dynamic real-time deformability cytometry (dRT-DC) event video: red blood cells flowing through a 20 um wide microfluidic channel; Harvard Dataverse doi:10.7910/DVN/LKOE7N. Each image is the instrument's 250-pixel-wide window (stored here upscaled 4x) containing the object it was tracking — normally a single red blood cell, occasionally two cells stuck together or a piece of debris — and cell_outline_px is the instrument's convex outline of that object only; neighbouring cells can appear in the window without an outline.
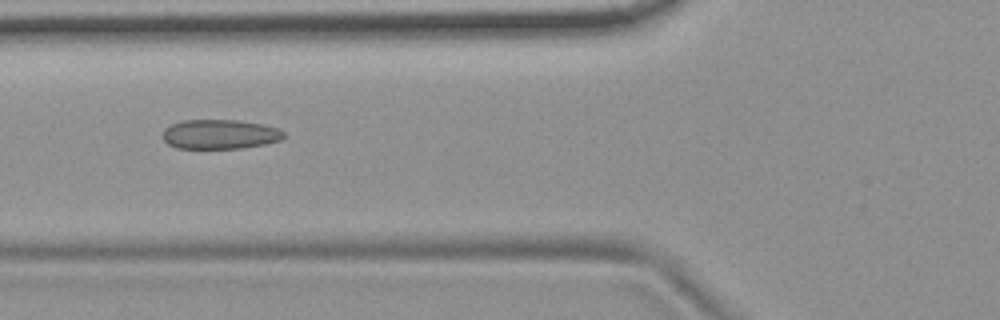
{"species": "common noctule bat (a hibernating species)", "species_latin": "Nyctalus noctula", "temperature_condition": "room temperature", "stored_images_in_passage": 10, "camera_frame_rate_fps": 3000, "um_per_image_px": 0.085, "animal": {"sex": "female", "body_mass_g": 19.9}, "frame": {"image": 1, "passage_image": 5, "time_ms": 1.333, "image_size_px": [1000, 320], "cell_outline_px": [[284, 136], [280, 140], [264, 144], [240, 148], [176, 148], [168, 144], [164, 140], [164, 128], [172, 124], [184, 120], [236, 120], [260, 124], [280, 128], [284, 132]], "centroid_in_image_um": [18.69, 11.41], "position_along_channel_um": 107.1, "area_um2": 20.63}}
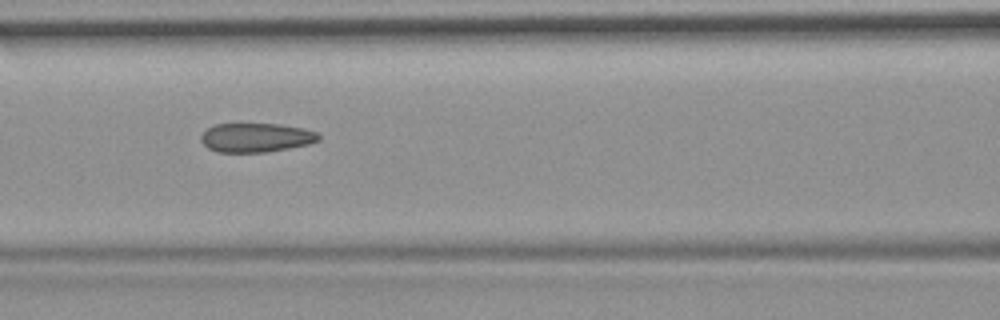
{"frame": {"image": 2, "passage_image": 6, "time_ms": 1.667, "image_size_px": [1000, 320], "cell_outline_px": [[320, 140], [308, 144], [288, 148], [264, 152], [216, 152], [208, 148], [200, 140], [200, 136], [208, 128], [216, 124], [280, 124], [304, 128], [316, 132], [320, 136]], "centroid_in_image_um": [21.76, 11.69], "position_along_channel_um": 144.8, "area_um2": 19.88}}
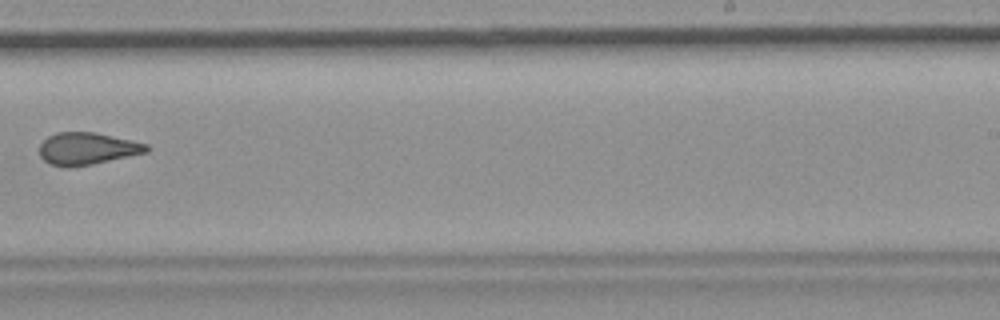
{"frame": {"image": 3, "passage_image": 9, "time_ms": 2.667, "image_size_px": [1000, 320], "cell_outline_px": [[148, 152], [92, 164], [72, 168], [64, 168], [48, 164], [40, 156], [40, 144], [48, 136], [56, 132], [96, 132], [132, 140], [148, 144]], "centroid_in_image_um": [7.38, 12.64], "position_along_channel_um": 281.6, "area_um2": 20.29}}